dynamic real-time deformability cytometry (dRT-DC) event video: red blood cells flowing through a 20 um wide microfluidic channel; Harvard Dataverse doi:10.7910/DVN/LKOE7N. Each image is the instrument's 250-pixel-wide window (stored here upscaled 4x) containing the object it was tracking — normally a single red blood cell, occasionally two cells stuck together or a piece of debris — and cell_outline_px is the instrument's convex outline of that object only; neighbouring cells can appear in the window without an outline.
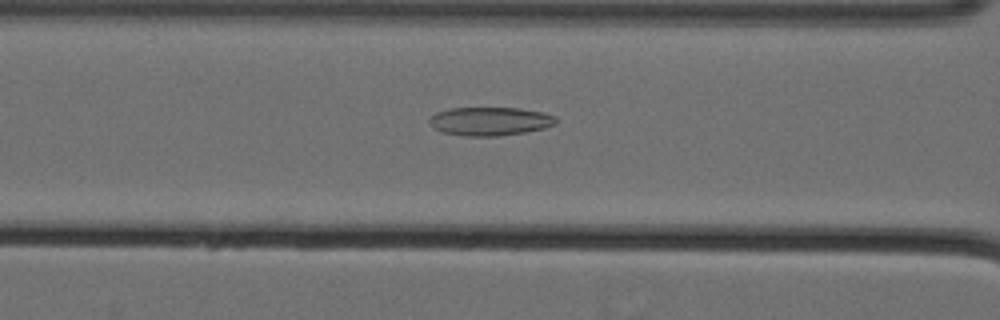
{"species": "Egyptian fruit bat (a non-hibernating species)", "species_latin": "Rousettus aegyptiacus", "temperature_condition": "cold", "stored_images_in_passage": 24, "camera_frame_rate_fps": 3000, "um_per_image_px": 0.085, "animal": {"sex": "female"}, "frame": {"image": 1, "passage_image": 8, "time_ms": 2.333, "image_size_px": [1000, 320], "cell_outline_px": [[560, 120], [556, 124], [544, 128], [524, 132], [496, 136], [464, 136], [444, 132], [428, 124], [428, 120], [436, 112], [448, 108], [520, 108], [544, 112], [556, 116]], "centroid_in_image_um": [41.69, 10.3], "position_along_channel_um": 124.9, "area_um2": 21.15}}
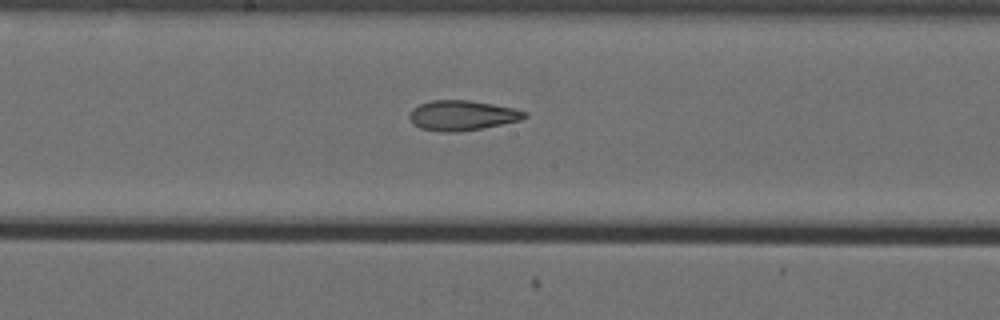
{"frame": {"image": 2, "passage_image": 15, "time_ms": 4.667, "image_size_px": [1000, 320], "cell_outline_px": [[528, 116], [520, 120], [480, 128], [456, 132], [440, 132], [420, 128], [412, 124], [408, 116], [408, 112], [412, 108], [420, 104], [432, 100], [468, 100], [492, 104], [512, 108], [528, 112]], "centroid_in_image_um": [39.22, 9.81], "position_along_channel_um": 209.0, "area_um2": 20.11}}
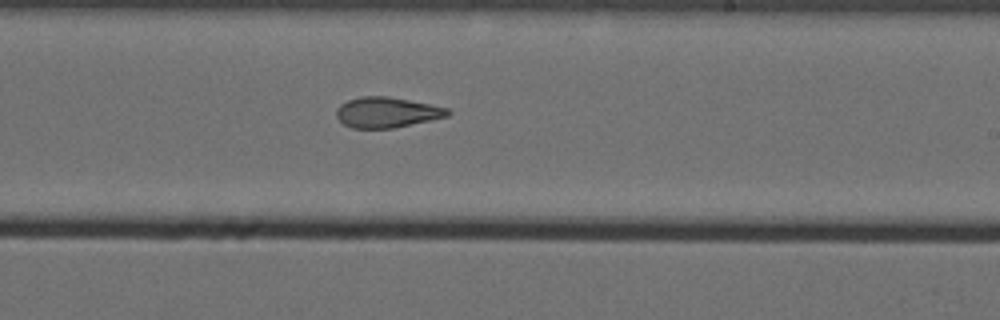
{"frame": {"image": 3, "passage_image": 19, "time_ms": 6.0, "image_size_px": [1000, 320], "cell_outline_px": [[452, 112], [448, 116], [396, 128], [352, 128], [344, 124], [336, 116], [336, 108], [340, 104], [348, 100], [360, 96], [388, 96], [448, 108]], "centroid_in_image_um": [32.87, 9.55], "position_along_channel_um": 256.1, "area_um2": 19.77}}